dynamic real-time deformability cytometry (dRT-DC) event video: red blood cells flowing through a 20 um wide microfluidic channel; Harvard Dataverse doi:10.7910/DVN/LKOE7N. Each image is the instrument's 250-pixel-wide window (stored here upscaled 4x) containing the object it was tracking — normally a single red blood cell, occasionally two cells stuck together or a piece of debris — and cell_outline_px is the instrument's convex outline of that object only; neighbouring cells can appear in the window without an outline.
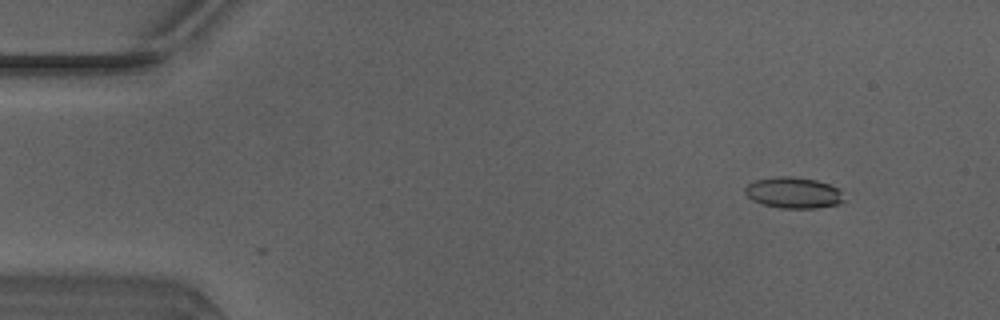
{"species": "Egyptian fruit bat (a non-hibernating species)", "species_latin": "Rousettus aegyptiacus", "temperature_condition": "warm", "stored_images_in_passage": 48, "camera_frame_rate_fps": 3000, "um_per_image_px": 0.085, "animal": {"sex": "male"}, "frame": {"image": 1, "passage_image": 4, "time_ms": 1.0, "image_size_px": [1000, 320], "cell_outline_px": [[844, 200], [840, 204], [816, 208], [780, 208], [764, 204], [752, 200], [744, 192], [744, 188], [748, 184], [756, 180], [780, 176], [788, 176], [816, 180], [828, 184], [836, 188], [840, 192]], "centroid_in_image_um": [67.43, 16.39], "position_along_channel_um": 17.6, "area_um2": 17.69}}
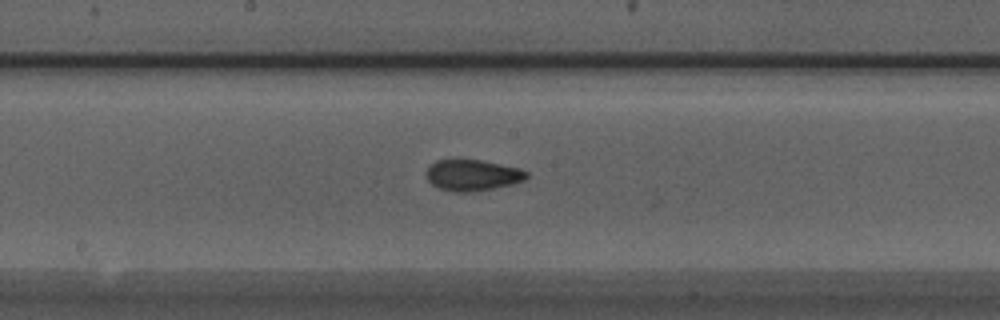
{"frame": {"image": 2, "passage_image": 25, "time_ms": 8.0, "image_size_px": [1000, 320], "cell_outline_px": [[528, 176], [524, 180], [512, 184], [472, 192], [456, 192], [440, 188], [432, 184], [428, 180], [428, 168], [436, 160], [460, 156], [520, 168], [528, 172]], "centroid_in_image_um": [40.15, 14.84], "position_along_channel_um": 208.0, "area_um2": 18.5}}
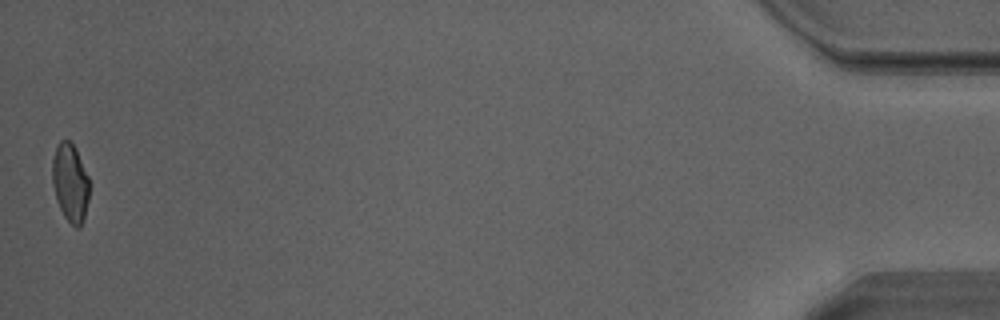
{"frame": {"image": 3, "passage_image": 48, "time_ms": 15.667, "image_size_px": [1000, 320], "cell_outline_px": [[88, 200], [84, 220], [80, 228], [76, 228], [64, 216], [56, 200], [52, 184], [52, 160], [56, 144], [60, 140], [68, 140], [76, 148], [88, 176]], "centroid_in_image_um": [5.95, 15.52], "position_along_channel_um": 429.2, "area_um2": 16.99}, "authors_computed_cell_mechanics": {"area_um2": 17.9758, "velocity_mm_per_s": 4.1691, "shape_relaxation_time_tau1_ms": 6.2907, "shape_relaxation_time_tau2_ms": 1.5715, "deformation_change_tau1": 0.1468, "deformation_change_tau2": 0.073}}